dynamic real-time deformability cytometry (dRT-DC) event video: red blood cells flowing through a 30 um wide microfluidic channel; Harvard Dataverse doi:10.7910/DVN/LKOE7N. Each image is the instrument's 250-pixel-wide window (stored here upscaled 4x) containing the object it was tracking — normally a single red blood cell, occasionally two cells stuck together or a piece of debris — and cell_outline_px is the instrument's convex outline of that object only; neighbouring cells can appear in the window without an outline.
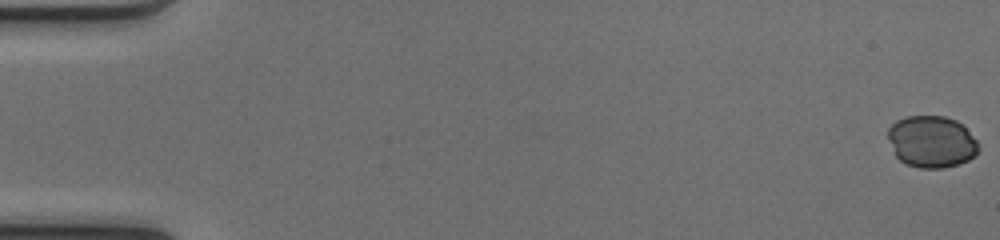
{"species": "common noctule bat (a hibernating species)", "species_latin": "Nyctalus noctula", "temperature_condition": "cold", "stored_images_in_passage": 51, "camera_frame_rate_fps": 3000, "um_per_image_px": 0.085, "animal": {"sex": "female", "body_mass_g": 17.0, "forearm_length_mm": 48.0}, "frame": {"image": 1, "passage_image": 1, "time_ms": 0.0, "image_size_px": [1000, 240], "cell_outline_px": [[980, 148], [976, 156], [968, 160], [956, 164], [940, 168], [920, 168], [908, 164], [900, 160], [896, 156], [888, 140], [888, 128], [896, 120], [908, 116], [944, 116], [956, 120], [976, 140]], "centroid_in_image_um": [79.17, 12.04], "position_along_channel_um": 5.8, "area_um2": 27.17}}
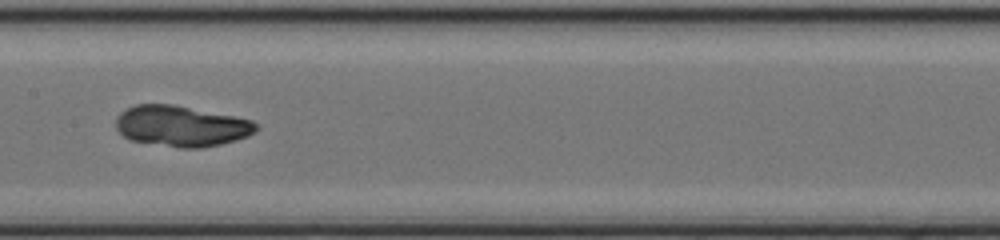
{"frame": {"image": 2, "passage_image": 27, "time_ms": 8.667, "image_size_px": [1000, 240], "cell_outline_px": [[260, 128], [248, 136], [236, 140], [220, 144], [200, 148], [180, 148], [128, 140], [116, 128], [116, 116], [120, 112], [136, 104], [172, 104], [236, 116], [252, 120], [260, 124]], "centroid_in_image_um": [15.43, 10.71], "position_along_channel_um": 192.0, "area_um2": 33.64}}
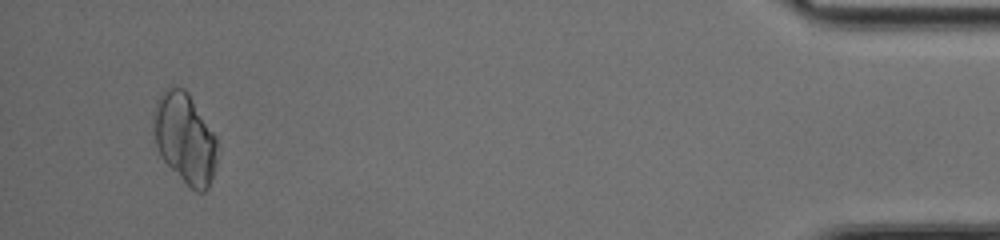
{"frame": {"image": 3, "passage_image": 49, "time_ms": 16.0, "image_size_px": [1000, 240], "cell_outline_px": [[220, 148], [216, 164], [208, 188], [204, 192], [196, 192], [164, 160], [156, 144], [152, 132], [152, 112], [156, 100], [160, 92], [164, 88], [172, 84], [176, 84], [184, 88], [188, 92], [216, 136]], "centroid_in_image_um": [15.71, 11.67], "position_along_channel_um": 419.5, "area_um2": 34.16}}